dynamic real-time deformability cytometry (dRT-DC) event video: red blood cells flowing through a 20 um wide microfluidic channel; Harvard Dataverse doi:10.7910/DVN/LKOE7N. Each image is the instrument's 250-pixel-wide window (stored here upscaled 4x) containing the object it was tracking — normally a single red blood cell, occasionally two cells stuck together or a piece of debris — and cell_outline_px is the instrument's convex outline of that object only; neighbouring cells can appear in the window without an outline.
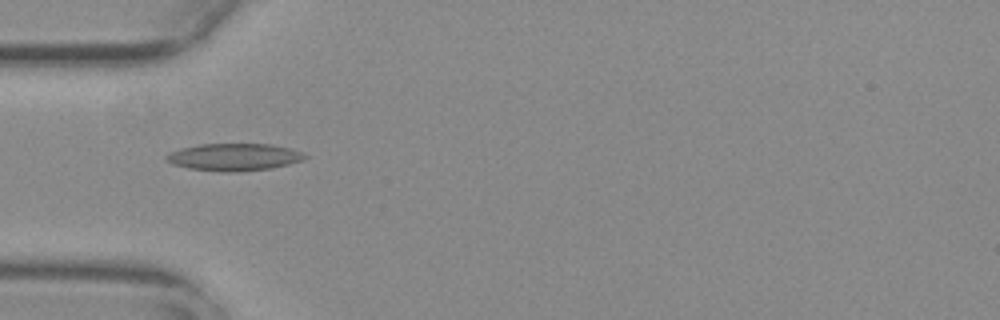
{"species": "common noctule bat (a hibernating species)", "species_latin": "Nyctalus noctula", "temperature_condition": "warm", "stored_images_in_passage": 33, "camera_frame_rate_fps": 3000, "um_per_image_px": 0.085, "animal": {"sex": "female", "body_mass_g": 29.2, "forearm_length_mm": 56.3}, "frame": {"image": 1, "passage_image": 2, "time_ms": 0.333, "image_size_px": [1000, 320], "cell_outline_px": [[308, 156], [300, 160], [288, 164], [272, 168], [236, 172], [224, 172], [188, 168], [172, 164], [164, 160], [164, 156], [168, 152], [180, 148], [200, 144], [272, 144], [288, 148], [300, 152]], "centroid_in_image_um": [19.81, 13.35], "position_along_channel_um": 65.2, "area_um2": 22.02}}
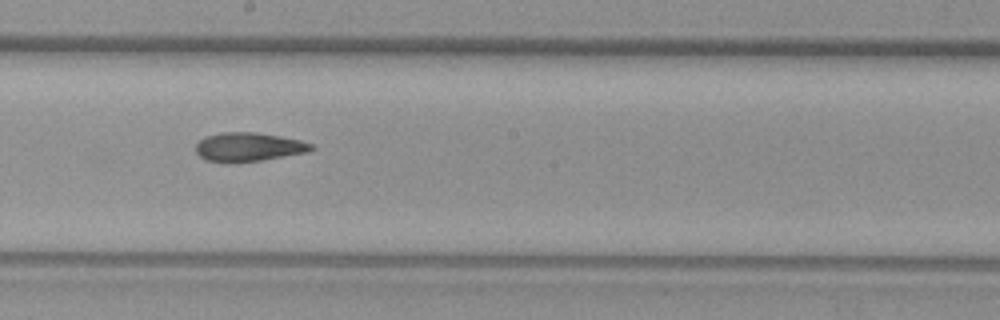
{"frame": {"image": 2, "passage_image": 15, "time_ms": 4.667, "image_size_px": [1000, 320], "cell_outline_px": [[316, 148], [308, 152], [260, 160], [228, 164], [204, 160], [196, 152], [196, 144], [204, 136], [224, 132], [256, 132], [280, 136], [300, 140], [312, 144]], "centroid_in_image_um": [21.1, 12.5], "position_along_channel_um": 227.1, "area_um2": 19.65}}
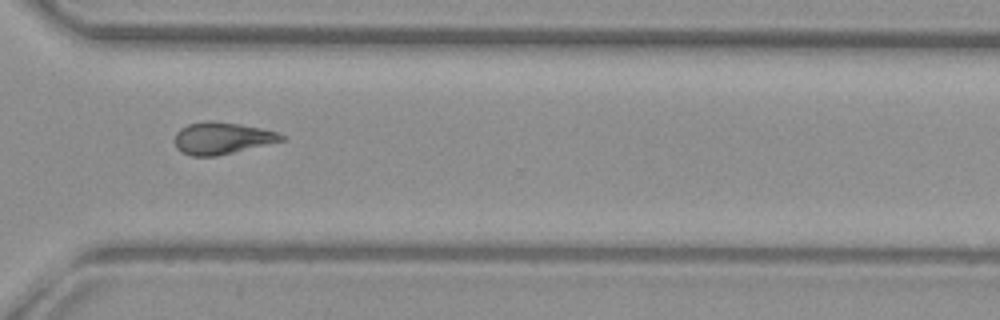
{"frame": {"image": 3, "passage_image": 25, "time_ms": 8.0, "image_size_px": [1000, 320], "cell_outline_px": [[284, 140], [216, 156], [192, 156], [180, 152], [176, 148], [176, 132], [180, 128], [188, 124], [204, 120], [212, 120], [240, 124], [260, 128], [276, 132], [284, 136]], "centroid_in_image_um": [18.82, 11.73], "position_along_channel_um": 351.8, "area_um2": 19.71}, "authors_computed_cell_mechanics": {"area_um2": 19.652, "velocity_mm_per_s": 3.7413, "shape_relaxation_time_tau1_ms": null, "shape_relaxation_time_tau2_ms": 6.1557, "deformation_change_tau1": null, "deformation_change_tau2": 0.1554}}